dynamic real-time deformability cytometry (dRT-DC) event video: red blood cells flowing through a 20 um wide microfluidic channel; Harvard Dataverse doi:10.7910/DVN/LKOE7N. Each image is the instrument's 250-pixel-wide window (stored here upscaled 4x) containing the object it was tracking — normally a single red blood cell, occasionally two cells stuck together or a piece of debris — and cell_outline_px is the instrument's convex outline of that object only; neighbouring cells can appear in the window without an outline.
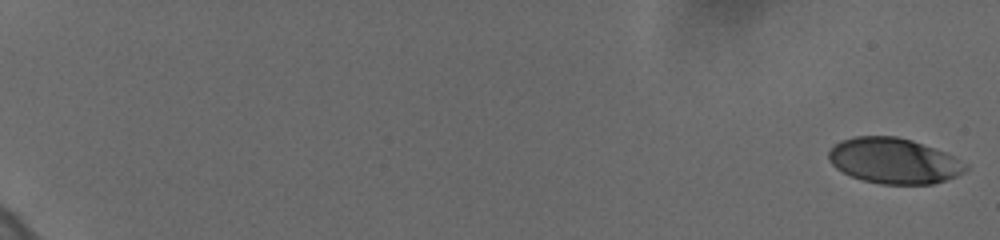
{"species": "human", "species_latin": "Homo sapiens", "temperature_condition": "cold", "stored_images_in_passage": 20, "camera_frame_rate_fps": 3000, "um_per_image_px": 0.085, "donor": {"sex": "female"}, "frame": {"image": 1, "passage_image": 1, "time_ms": 0.0, "image_size_px": [1000, 240], "cell_outline_px": [[968, 168], [964, 172], [956, 176], [932, 184], [880, 184], [864, 180], [852, 176], [836, 168], [828, 160], [828, 152], [840, 140], [852, 136], [896, 136], [912, 140], [944, 152], [968, 164]], "centroid_in_image_um": [75.96, 13.66], "position_along_channel_um": 9.0, "area_um2": 36.18}}
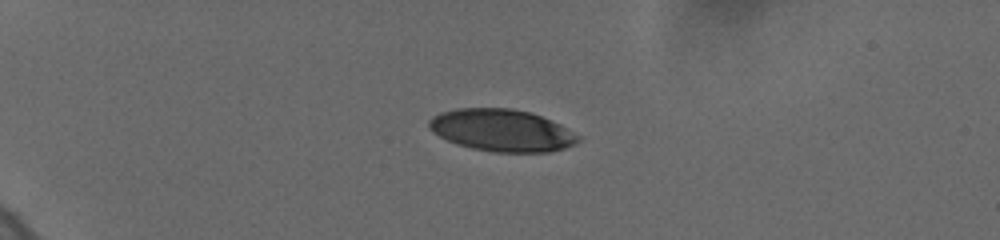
{"frame": {"image": 2, "passage_image": 12, "time_ms": 5.333, "image_size_px": [1000, 240], "cell_outline_px": [[580, 140], [576, 144], [564, 148], [548, 152], [492, 152], [472, 148], [456, 144], [432, 132], [428, 128], [428, 120], [432, 116], [440, 112], [456, 108], [512, 108], [528, 112], [540, 116], [560, 124], [580, 136]], "centroid_in_image_um": [42.63, 11.08], "position_along_channel_um": 42.4, "area_um2": 36.7}}
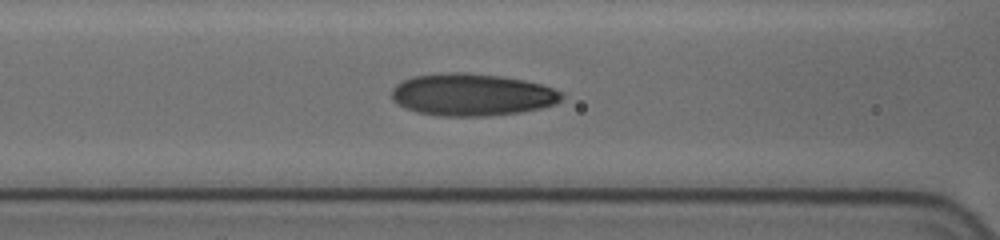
{"frame": {"image": 3, "passage_image": 20, "time_ms": 9.333, "image_size_px": [1000, 240], "cell_outline_px": [[564, 96], [556, 104], [540, 108], [520, 112], [488, 116], [440, 116], [416, 112], [392, 100], [392, 88], [396, 84], [412, 76], [440, 72], [464, 72], [500, 76], [524, 80], [540, 84], [552, 88], [560, 92]], "centroid_in_image_um": [40.1, 8.04], "position_along_channel_um": 126.5, "area_um2": 41.85}}